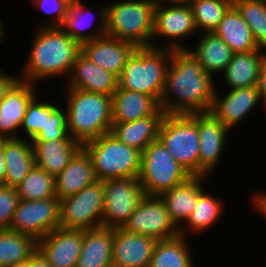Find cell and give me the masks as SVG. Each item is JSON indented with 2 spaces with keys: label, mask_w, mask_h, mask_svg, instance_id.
<instances>
[{
  "label": "cell",
  "mask_w": 266,
  "mask_h": 267,
  "mask_svg": "<svg viewBox=\"0 0 266 267\" xmlns=\"http://www.w3.org/2000/svg\"><path fill=\"white\" fill-rule=\"evenodd\" d=\"M188 50H172L160 107L166 114L210 112L216 86Z\"/></svg>",
  "instance_id": "1"
},
{
  "label": "cell",
  "mask_w": 266,
  "mask_h": 267,
  "mask_svg": "<svg viewBox=\"0 0 266 267\" xmlns=\"http://www.w3.org/2000/svg\"><path fill=\"white\" fill-rule=\"evenodd\" d=\"M31 47L18 77L33 84L54 76H70L81 52V44L61 27H38Z\"/></svg>",
  "instance_id": "2"
},
{
  "label": "cell",
  "mask_w": 266,
  "mask_h": 267,
  "mask_svg": "<svg viewBox=\"0 0 266 267\" xmlns=\"http://www.w3.org/2000/svg\"><path fill=\"white\" fill-rule=\"evenodd\" d=\"M68 134L81 145L110 132L112 98L66 87Z\"/></svg>",
  "instance_id": "3"
},
{
  "label": "cell",
  "mask_w": 266,
  "mask_h": 267,
  "mask_svg": "<svg viewBox=\"0 0 266 267\" xmlns=\"http://www.w3.org/2000/svg\"><path fill=\"white\" fill-rule=\"evenodd\" d=\"M171 54L164 47H137L127 59L118 87L152 96L160 104Z\"/></svg>",
  "instance_id": "4"
},
{
  "label": "cell",
  "mask_w": 266,
  "mask_h": 267,
  "mask_svg": "<svg viewBox=\"0 0 266 267\" xmlns=\"http://www.w3.org/2000/svg\"><path fill=\"white\" fill-rule=\"evenodd\" d=\"M155 7L151 0H126L106 5V35L136 47L152 46Z\"/></svg>",
  "instance_id": "5"
},
{
  "label": "cell",
  "mask_w": 266,
  "mask_h": 267,
  "mask_svg": "<svg viewBox=\"0 0 266 267\" xmlns=\"http://www.w3.org/2000/svg\"><path fill=\"white\" fill-rule=\"evenodd\" d=\"M82 148L89 155L98 180L138 178L141 151L122 143L111 132L86 142Z\"/></svg>",
  "instance_id": "6"
},
{
  "label": "cell",
  "mask_w": 266,
  "mask_h": 267,
  "mask_svg": "<svg viewBox=\"0 0 266 267\" xmlns=\"http://www.w3.org/2000/svg\"><path fill=\"white\" fill-rule=\"evenodd\" d=\"M158 139L192 176H199L197 113L165 114L159 127Z\"/></svg>",
  "instance_id": "7"
},
{
  "label": "cell",
  "mask_w": 266,
  "mask_h": 267,
  "mask_svg": "<svg viewBox=\"0 0 266 267\" xmlns=\"http://www.w3.org/2000/svg\"><path fill=\"white\" fill-rule=\"evenodd\" d=\"M192 175L169 153L159 139L154 140L141 152L138 180L145 195L161 193L185 182Z\"/></svg>",
  "instance_id": "8"
},
{
  "label": "cell",
  "mask_w": 266,
  "mask_h": 267,
  "mask_svg": "<svg viewBox=\"0 0 266 267\" xmlns=\"http://www.w3.org/2000/svg\"><path fill=\"white\" fill-rule=\"evenodd\" d=\"M104 181L97 180L77 194L60 199V226L88 230L102 227Z\"/></svg>",
  "instance_id": "9"
},
{
  "label": "cell",
  "mask_w": 266,
  "mask_h": 267,
  "mask_svg": "<svg viewBox=\"0 0 266 267\" xmlns=\"http://www.w3.org/2000/svg\"><path fill=\"white\" fill-rule=\"evenodd\" d=\"M144 196L138 178L104 180L102 227L122 228Z\"/></svg>",
  "instance_id": "10"
},
{
  "label": "cell",
  "mask_w": 266,
  "mask_h": 267,
  "mask_svg": "<svg viewBox=\"0 0 266 267\" xmlns=\"http://www.w3.org/2000/svg\"><path fill=\"white\" fill-rule=\"evenodd\" d=\"M60 226V200H20L8 230L43 238Z\"/></svg>",
  "instance_id": "11"
},
{
  "label": "cell",
  "mask_w": 266,
  "mask_h": 267,
  "mask_svg": "<svg viewBox=\"0 0 266 267\" xmlns=\"http://www.w3.org/2000/svg\"><path fill=\"white\" fill-rule=\"evenodd\" d=\"M127 232L164 240L179 235L165 204L156 195H145L122 227Z\"/></svg>",
  "instance_id": "12"
},
{
  "label": "cell",
  "mask_w": 266,
  "mask_h": 267,
  "mask_svg": "<svg viewBox=\"0 0 266 267\" xmlns=\"http://www.w3.org/2000/svg\"><path fill=\"white\" fill-rule=\"evenodd\" d=\"M197 29L194 22L193 12L190 5H159L154 11V26L152 34V47L162 48L155 42V37L162 36L168 38L169 46L165 48L171 50H187L179 41L185 37L194 36ZM174 40V41H173ZM154 41V42H153ZM172 43V44H171ZM156 44V45H155Z\"/></svg>",
  "instance_id": "13"
},
{
  "label": "cell",
  "mask_w": 266,
  "mask_h": 267,
  "mask_svg": "<svg viewBox=\"0 0 266 267\" xmlns=\"http://www.w3.org/2000/svg\"><path fill=\"white\" fill-rule=\"evenodd\" d=\"M83 244V230L58 227L37 240V252L52 267H76Z\"/></svg>",
  "instance_id": "14"
},
{
  "label": "cell",
  "mask_w": 266,
  "mask_h": 267,
  "mask_svg": "<svg viewBox=\"0 0 266 267\" xmlns=\"http://www.w3.org/2000/svg\"><path fill=\"white\" fill-rule=\"evenodd\" d=\"M199 130V176L211 175L217 168L220 155L226 145L228 132L225 127L211 112L197 113Z\"/></svg>",
  "instance_id": "15"
},
{
  "label": "cell",
  "mask_w": 266,
  "mask_h": 267,
  "mask_svg": "<svg viewBox=\"0 0 266 267\" xmlns=\"http://www.w3.org/2000/svg\"><path fill=\"white\" fill-rule=\"evenodd\" d=\"M36 85L18 80L0 101V139L19 138L26 109L37 95Z\"/></svg>",
  "instance_id": "16"
},
{
  "label": "cell",
  "mask_w": 266,
  "mask_h": 267,
  "mask_svg": "<svg viewBox=\"0 0 266 267\" xmlns=\"http://www.w3.org/2000/svg\"><path fill=\"white\" fill-rule=\"evenodd\" d=\"M156 242L149 236L113 229V267H149Z\"/></svg>",
  "instance_id": "17"
},
{
  "label": "cell",
  "mask_w": 266,
  "mask_h": 267,
  "mask_svg": "<svg viewBox=\"0 0 266 267\" xmlns=\"http://www.w3.org/2000/svg\"><path fill=\"white\" fill-rule=\"evenodd\" d=\"M220 96L216 88L210 112L229 130L237 127L253 108L261 103L257 86L229 90Z\"/></svg>",
  "instance_id": "18"
},
{
  "label": "cell",
  "mask_w": 266,
  "mask_h": 267,
  "mask_svg": "<svg viewBox=\"0 0 266 267\" xmlns=\"http://www.w3.org/2000/svg\"><path fill=\"white\" fill-rule=\"evenodd\" d=\"M136 48L130 42L105 35L82 43L81 53L91 62L119 78L127 59Z\"/></svg>",
  "instance_id": "19"
},
{
  "label": "cell",
  "mask_w": 266,
  "mask_h": 267,
  "mask_svg": "<svg viewBox=\"0 0 266 267\" xmlns=\"http://www.w3.org/2000/svg\"><path fill=\"white\" fill-rule=\"evenodd\" d=\"M66 87L112 96L118 89V77L78 54Z\"/></svg>",
  "instance_id": "20"
},
{
  "label": "cell",
  "mask_w": 266,
  "mask_h": 267,
  "mask_svg": "<svg viewBox=\"0 0 266 267\" xmlns=\"http://www.w3.org/2000/svg\"><path fill=\"white\" fill-rule=\"evenodd\" d=\"M206 177L191 176L185 182L159 195L170 219L178 228L182 227L194 211L199 195L205 190L203 183Z\"/></svg>",
  "instance_id": "21"
},
{
  "label": "cell",
  "mask_w": 266,
  "mask_h": 267,
  "mask_svg": "<svg viewBox=\"0 0 266 267\" xmlns=\"http://www.w3.org/2000/svg\"><path fill=\"white\" fill-rule=\"evenodd\" d=\"M35 165L52 176L58 175L82 148L69 134L64 139L31 141Z\"/></svg>",
  "instance_id": "22"
},
{
  "label": "cell",
  "mask_w": 266,
  "mask_h": 267,
  "mask_svg": "<svg viewBox=\"0 0 266 267\" xmlns=\"http://www.w3.org/2000/svg\"><path fill=\"white\" fill-rule=\"evenodd\" d=\"M97 180L92 161L87 152L81 148L69 164L54 177L55 194L60 200L77 194Z\"/></svg>",
  "instance_id": "23"
},
{
  "label": "cell",
  "mask_w": 266,
  "mask_h": 267,
  "mask_svg": "<svg viewBox=\"0 0 266 267\" xmlns=\"http://www.w3.org/2000/svg\"><path fill=\"white\" fill-rule=\"evenodd\" d=\"M86 6L87 5L83 4L81 0H72L69 4L65 20L61 26L71 38L75 39L80 44L106 35V6L103 5L101 9H97L100 20L98 22L100 25L98 24V27H94L95 30L92 28V31L89 30V32L86 30L92 27L93 21L90 18L94 17V12Z\"/></svg>",
  "instance_id": "24"
},
{
  "label": "cell",
  "mask_w": 266,
  "mask_h": 267,
  "mask_svg": "<svg viewBox=\"0 0 266 267\" xmlns=\"http://www.w3.org/2000/svg\"><path fill=\"white\" fill-rule=\"evenodd\" d=\"M112 98V124L140 120L153 115L160 104L149 95L118 89Z\"/></svg>",
  "instance_id": "25"
},
{
  "label": "cell",
  "mask_w": 266,
  "mask_h": 267,
  "mask_svg": "<svg viewBox=\"0 0 266 267\" xmlns=\"http://www.w3.org/2000/svg\"><path fill=\"white\" fill-rule=\"evenodd\" d=\"M3 152L6 174L1 184L16 187L35 165L32 142L22 137L3 139Z\"/></svg>",
  "instance_id": "26"
},
{
  "label": "cell",
  "mask_w": 266,
  "mask_h": 267,
  "mask_svg": "<svg viewBox=\"0 0 266 267\" xmlns=\"http://www.w3.org/2000/svg\"><path fill=\"white\" fill-rule=\"evenodd\" d=\"M165 114L160 107L146 118L112 124L110 132L122 143L142 152L147 145L158 139L159 127Z\"/></svg>",
  "instance_id": "27"
},
{
  "label": "cell",
  "mask_w": 266,
  "mask_h": 267,
  "mask_svg": "<svg viewBox=\"0 0 266 267\" xmlns=\"http://www.w3.org/2000/svg\"><path fill=\"white\" fill-rule=\"evenodd\" d=\"M113 228L83 230V244L76 267H113Z\"/></svg>",
  "instance_id": "28"
},
{
  "label": "cell",
  "mask_w": 266,
  "mask_h": 267,
  "mask_svg": "<svg viewBox=\"0 0 266 267\" xmlns=\"http://www.w3.org/2000/svg\"><path fill=\"white\" fill-rule=\"evenodd\" d=\"M263 50L265 49L260 48L249 52L234 53L231 61L221 73L225 85L229 86L230 90L258 85Z\"/></svg>",
  "instance_id": "29"
},
{
  "label": "cell",
  "mask_w": 266,
  "mask_h": 267,
  "mask_svg": "<svg viewBox=\"0 0 266 267\" xmlns=\"http://www.w3.org/2000/svg\"><path fill=\"white\" fill-rule=\"evenodd\" d=\"M213 33L220 37L234 53L260 49L248 24L234 5L228 9Z\"/></svg>",
  "instance_id": "30"
},
{
  "label": "cell",
  "mask_w": 266,
  "mask_h": 267,
  "mask_svg": "<svg viewBox=\"0 0 266 267\" xmlns=\"http://www.w3.org/2000/svg\"><path fill=\"white\" fill-rule=\"evenodd\" d=\"M194 49L187 50L200 63L202 69L212 76L223 72L234 52L214 33H201Z\"/></svg>",
  "instance_id": "31"
},
{
  "label": "cell",
  "mask_w": 266,
  "mask_h": 267,
  "mask_svg": "<svg viewBox=\"0 0 266 267\" xmlns=\"http://www.w3.org/2000/svg\"><path fill=\"white\" fill-rule=\"evenodd\" d=\"M187 236L157 240L149 267H193Z\"/></svg>",
  "instance_id": "32"
},
{
  "label": "cell",
  "mask_w": 266,
  "mask_h": 267,
  "mask_svg": "<svg viewBox=\"0 0 266 267\" xmlns=\"http://www.w3.org/2000/svg\"><path fill=\"white\" fill-rule=\"evenodd\" d=\"M37 251V240L27 234L0 229V267L28 261Z\"/></svg>",
  "instance_id": "33"
},
{
  "label": "cell",
  "mask_w": 266,
  "mask_h": 267,
  "mask_svg": "<svg viewBox=\"0 0 266 267\" xmlns=\"http://www.w3.org/2000/svg\"><path fill=\"white\" fill-rule=\"evenodd\" d=\"M203 191L198 198L197 205L189 218L184 223L183 227L179 228V235L186 236L185 234L189 231L197 233H203L211 228L215 222L220 218L222 210L224 211V204L222 200L216 196ZM186 227V228H184ZM188 227V228H187ZM187 229V231H186ZM186 231V232H185Z\"/></svg>",
  "instance_id": "34"
},
{
  "label": "cell",
  "mask_w": 266,
  "mask_h": 267,
  "mask_svg": "<svg viewBox=\"0 0 266 267\" xmlns=\"http://www.w3.org/2000/svg\"><path fill=\"white\" fill-rule=\"evenodd\" d=\"M233 0H192L190 3L196 29L202 33H213Z\"/></svg>",
  "instance_id": "35"
},
{
  "label": "cell",
  "mask_w": 266,
  "mask_h": 267,
  "mask_svg": "<svg viewBox=\"0 0 266 267\" xmlns=\"http://www.w3.org/2000/svg\"><path fill=\"white\" fill-rule=\"evenodd\" d=\"M16 189L20 200H44L56 197L54 176L36 165Z\"/></svg>",
  "instance_id": "36"
},
{
  "label": "cell",
  "mask_w": 266,
  "mask_h": 267,
  "mask_svg": "<svg viewBox=\"0 0 266 267\" xmlns=\"http://www.w3.org/2000/svg\"><path fill=\"white\" fill-rule=\"evenodd\" d=\"M260 48L266 49V0H233Z\"/></svg>",
  "instance_id": "37"
},
{
  "label": "cell",
  "mask_w": 266,
  "mask_h": 267,
  "mask_svg": "<svg viewBox=\"0 0 266 267\" xmlns=\"http://www.w3.org/2000/svg\"><path fill=\"white\" fill-rule=\"evenodd\" d=\"M38 98L36 95L28 104L20 127L25 130L28 140H33L46 127L47 117L58 107L49 101L40 102Z\"/></svg>",
  "instance_id": "38"
},
{
  "label": "cell",
  "mask_w": 266,
  "mask_h": 267,
  "mask_svg": "<svg viewBox=\"0 0 266 267\" xmlns=\"http://www.w3.org/2000/svg\"><path fill=\"white\" fill-rule=\"evenodd\" d=\"M68 135L66 110L59 106L47 117L46 127L31 141L64 139Z\"/></svg>",
  "instance_id": "39"
},
{
  "label": "cell",
  "mask_w": 266,
  "mask_h": 267,
  "mask_svg": "<svg viewBox=\"0 0 266 267\" xmlns=\"http://www.w3.org/2000/svg\"><path fill=\"white\" fill-rule=\"evenodd\" d=\"M20 198L16 187L0 184V229H9Z\"/></svg>",
  "instance_id": "40"
},
{
  "label": "cell",
  "mask_w": 266,
  "mask_h": 267,
  "mask_svg": "<svg viewBox=\"0 0 266 267\" xmlns=\"http://www.w3.org/2000/svg\"><path fill=\"white\" fill-rule=\"evenodd\" d=\"M72 0H31L37 9H41L46 15H56L53 19L40 25V27H61L68 12Z\"/></svg>",
  "instance_id": "41"
},
{
  "label": "cell",
  "mask_w": 266,
  "mask_h": 267,
  "mask_svg": "<svg viewBox=\"0 0 266 267\" xmlns=\"http://www.w3.org/2000/svg\"><path fill=\"white\" fill-rule=\"evenodd\" d=\"M257 88L260 93L261 101L266 110V49L263 52V57L260 64V72Z\"/></svg>",
  "instance_id": "42"
},
{
  "label": "cell",
  "mask_w": 266,
  "mask_h": 267,
  "mask_svg": "<svg viewBox=\"0 0 266 267\" xmlns=\"http://www.w3.org/2000/svg\"><path fill=\"white\" fill-rule=\"evenodd\" d=\"M0 67V101L4 98L5 94L11 89V87L19 80V77L9 75L2 71Z\"/></svg>",
  "instance_id": "43"
},
{
  "label": "cell",
  "mask_w": 266,
  "mask_h": 267,
  "mask_svg": "<svg viewBox=\"0 0 266 267\" xmlns=\"http://www.w3.org/2000/svg\"><path fill=\"white\" fill-rule=\"evenodd\" d=\"M251 204L254 207L253 210L266 218V192H255L252 196Z\"/></svg>",
  "instance_id": "44"
},
{
  "label": "cell",
  "mask_w": 266,
  "mask_h": 267,
  "mask_svg": "<svg viewBox=\"0 0 266 267\" xmlns=\"http://www.w3.org/2000/svg\"><path fill=\"white\" fill-rule=\"evenodd\" d=\"M28 267H52L37 251L28 260Z\"/></svg>",
  "instance_id": "45"
},
{
  "label": "cell",
  "mask_w": 266,
  "mask_h": 267,
  "mask_svg": "<svg viewBox=\"0 0 266 267\" xmlns=\"http://www.w3.org/2000/svg\"><path fill=\"white\" fill-rule=\"evenodd\" d=\"M155 6L159 5H190L192 0H151ZM165 3V4H164Z\"/></svg>",
  "instance_id": "46"
},
{
  "label": "cell",
  "mask_w": 266,
  "mask_h": 267,
  "mask_svg": "<svg viewBox=\"0 0 266 267\" xmlns=\"http://www.w3.org/2000/svg\"><path fill=\"white\" fill-rule=\"evenodd\" d=\"M6 174V165L3 152V139H0V184L4 181Z\"/></svg>",
  "instance_id": "47"
},
{
  "label": "cell",
  "mask_w": 266,
  "mask_h": 267,
  "mask_svg": "<svg viewBox=\"0 0 266 267\" xmlns=\"http://www.w3.org/2000/svg\"><path fill=\"white\" fill-rule=\"evenodd\" d=\"M3 21H1L0 19V44L3 43L2 41L4 40V34L3 32H5L4 26H3Z\"/></svg>",
  "instance_id": "48"
},
{
  "label": "cell",
  "mask_w": 266,
  "mask_h": 267,
  "mask_svg": "<svg viewBox=\"0 0 266 267\" xmlns=\"http://www.w3.org/2000/svg\"><path fill=\"white\" fill-rule=\"evenodd\" d=\"M7 267H28V261L20 262V263H15Z\"/></svg>",
  "instance_id": "49"
}]
</instances>
